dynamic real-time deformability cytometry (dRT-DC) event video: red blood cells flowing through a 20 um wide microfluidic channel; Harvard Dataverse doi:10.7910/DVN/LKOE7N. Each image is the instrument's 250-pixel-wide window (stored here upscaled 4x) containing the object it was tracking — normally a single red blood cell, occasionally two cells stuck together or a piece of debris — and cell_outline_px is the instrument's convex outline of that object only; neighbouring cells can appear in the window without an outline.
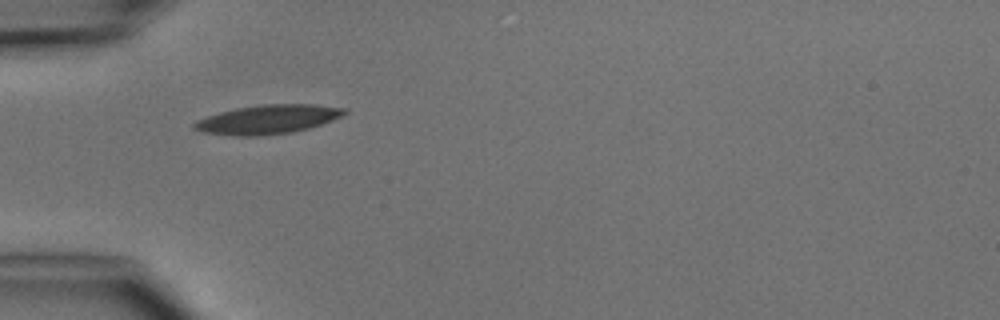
{"species": "common noctule bat (a hibernating species)", "species_latin": "Nyctalus noctula", "temperature_condition": "cold", "stored_images_in_passage": 2, "camera_frame_rate_fps": 3000, "um_per_image_px": 0.085, "animal": {"sex": "male", "body_mass_g": 15.6}, "frame": {"image": 1, "passage_image": 1, "time_ms": 0.0, "image_size_px": [1000, 320], "cell_outline_px": [[348, 112], [332, 120], [308, 128], [292, 132], [260, 136], [232, 136], [204, 132], [192, 128], [192, 124], [196, 120], [220, 112], [236, 108], [264, 104], [316, 104], [348, 108]], "centroid_in_image_um": [22.76, 10.14], "position_along_channel_um": 62.2, "area_um2": 25.43}}